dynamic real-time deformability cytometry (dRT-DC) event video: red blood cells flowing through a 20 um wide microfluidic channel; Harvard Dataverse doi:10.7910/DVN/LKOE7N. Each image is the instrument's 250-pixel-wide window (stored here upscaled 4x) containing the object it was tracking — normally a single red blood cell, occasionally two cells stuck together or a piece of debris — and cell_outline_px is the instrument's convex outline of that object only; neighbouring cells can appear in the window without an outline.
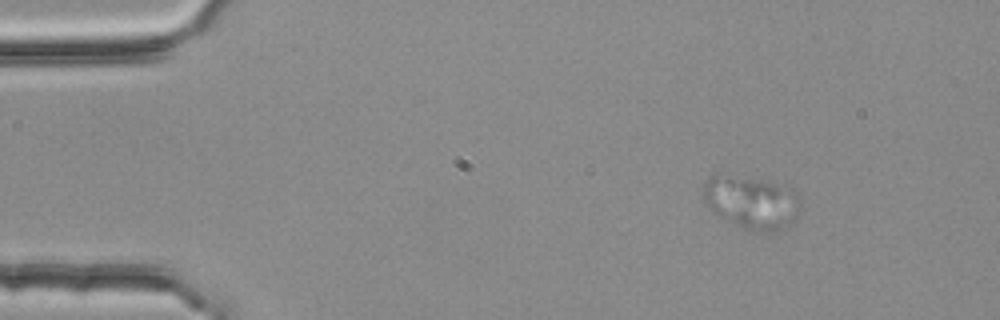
{"species": "common noctule bat (a hibernating species)", "species_latin": "Nyctalus noctula", "temperature_condition": "room temperature", "stored_images_in_passage": 2, "camera_frame_rate_fps": 3000, "um_per_image_px": 0.085, "animal": {"sex": "female", "body_mass_g": 25.1}, "frame": {"image": 1, "passage_image": 1, "time_ms": 0.0, "image_size_px": [1000, 320], "cell_outline_px": [[800, 204], [796, 216], [792, 224], [776, 232], [764, 232], [744, 228], [712, 212], [704, 200], [700, 188], [712, 176], [728, 176], [764, 180], [796, 192], [800, 196]], "centroid_in_image_um": [63.88, 17.22], "position_along_channel_um": 21.1, "area_um2": 29.48}}